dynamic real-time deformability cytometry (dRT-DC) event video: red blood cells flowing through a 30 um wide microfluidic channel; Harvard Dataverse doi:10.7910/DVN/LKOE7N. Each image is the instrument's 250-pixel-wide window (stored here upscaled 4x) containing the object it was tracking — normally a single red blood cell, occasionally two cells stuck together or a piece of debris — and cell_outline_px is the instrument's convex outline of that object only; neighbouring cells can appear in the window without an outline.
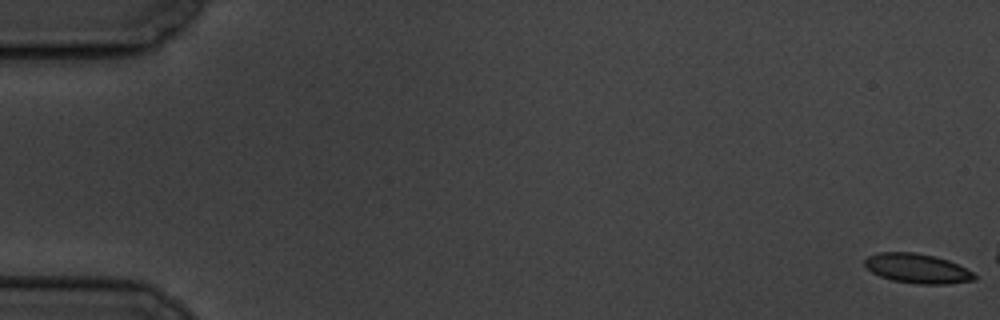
{"species": "common noctule bat (a hibernating species)", "species_latin": "Nyctalus noctula", "temperature_condition": "cold", "stored_images_in_passage": 12, "camera_frame_rate_fps": 3000, "um_per_image_px": 0.085, "animal": {"sex": "male", "body_mass_g": 19.5, "forearm_length_mm": 54.6}, "frame": {"image": 1, "passage_image": 1, "time_ms": 0.0, "image_size_px": [1000, 320], "cell_outline_px": [[976, 280], [944, 284], [920, 284], [892, 280], [880, 276], [872, 272], [864, 264], [864, 260], [868, 256], [876, 252], [916, 252], [948, 260], [972, 272], [976, 276]], "centroid_in_image_um": [77.94, 22.81], "position_along_channel_um": 7.1, "area_um2": 18.73}}